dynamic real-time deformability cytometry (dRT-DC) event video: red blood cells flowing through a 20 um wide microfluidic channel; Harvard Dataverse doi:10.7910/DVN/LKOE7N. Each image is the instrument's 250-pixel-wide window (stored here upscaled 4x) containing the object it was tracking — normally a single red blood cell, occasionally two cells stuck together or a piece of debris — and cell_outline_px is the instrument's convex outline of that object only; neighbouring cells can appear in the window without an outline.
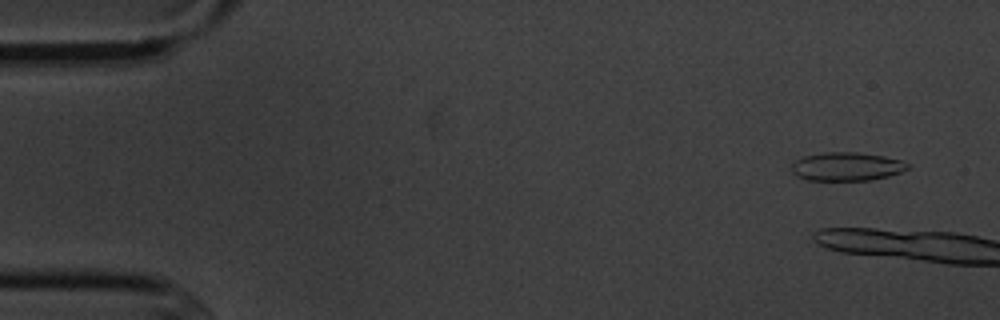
{"species": "common noctule bat (a hibernating species)", "species_latin": "Nyctalus noctula", "temperature_condition": "cold", "stored_images_in_passage": 4, "camera_frame_rate_fps": 3000, "um_per_image_px": 0.085, "animal": {"sex": "male", "body_mass_g": 20.1, "forearm_length_mm": 53.5}, "frame": {"image": 1, "passage_image": 2, "time_ms": 1.0, "image_size_px": [1000, 320], "cell_outline_px": [[908, 168], [900, 172], [888, 176], [872, 180], [808, 180], [796, 176], [792, 172], [792, 164], [796, 160], [804, 156], [824, 152], [856, 152], [884, 156], [900, 160], [908, 164]], "centroid_in_image_um": [71.94, 14.15], "position_along_channel_um": 13.1, "area_um2": 19.19}}